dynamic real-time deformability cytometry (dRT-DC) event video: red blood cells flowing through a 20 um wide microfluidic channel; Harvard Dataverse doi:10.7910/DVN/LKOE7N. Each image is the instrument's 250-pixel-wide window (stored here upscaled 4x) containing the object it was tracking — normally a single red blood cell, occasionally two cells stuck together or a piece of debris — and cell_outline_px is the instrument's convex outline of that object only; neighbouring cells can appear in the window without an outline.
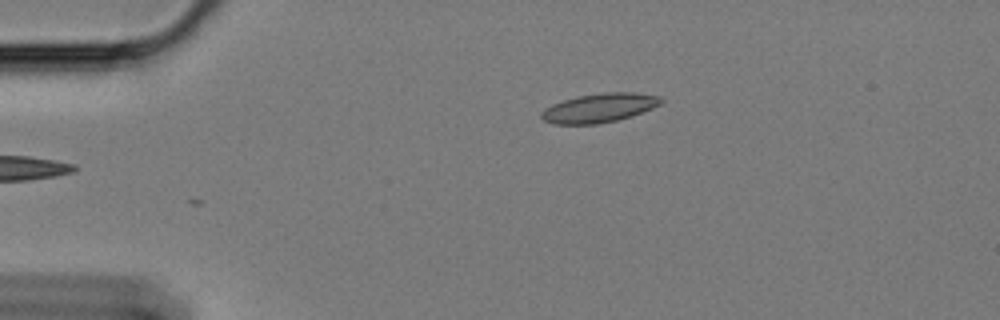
{"species": "Egyptian fruit bat (a non-hibernating species)", "species_latin": "Rousettus aegyptiacus", "temperature_condition": "cold", "stored_images_in_passage": 40, "camera_frame_rate_fps": 3000, "um_per_image_px": 0.085, "animal": {"sex": "female"}, "frame": {"image": 1, "passage_image": 1, "time_ms": 0.0, "image_size_px": [1000, 320], "cell_outline_px": [[664, 100], [660, 104], [652, 108], [632, 116], [616, 120], [596, 124], [552, 124], [544, 120], [540, 116], [540, 112], [544, 108], [552, 104], [576, 96], [604, 92], [632, 92], [660, 96]], "centroid_in_image_um": [50.92, 9.17], "position_along_channel_um": 34.1, "area_um2": 20.29}}
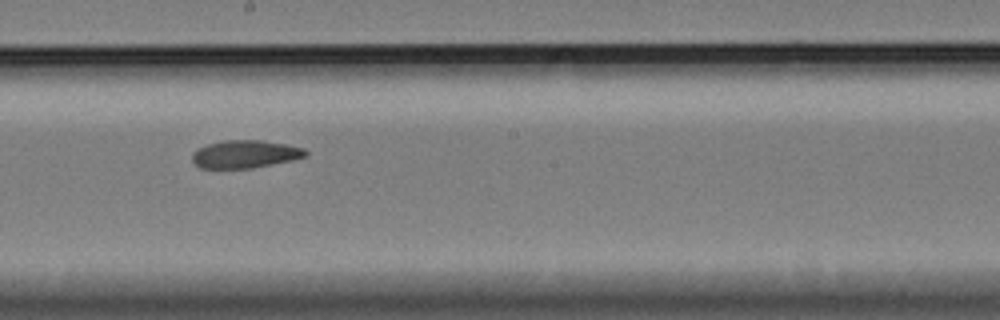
{"frame": {"image": 2, "passage_image": 22, "time_ms": 7.0, "image_size_px": [1000, 320], "cell_outline_px": [[308, 156], [292, 160], [252, 168], [200, 168], [192, 160], [192, 152], [196, 148], [208, 144], [224, 140], [260, 140], [288, 144], [304, 148], [308, 152]], "centroid_in_image_um": [20.84, 13.09], "position_along_channel_um": 227.4, "area_um2": 18.5}}
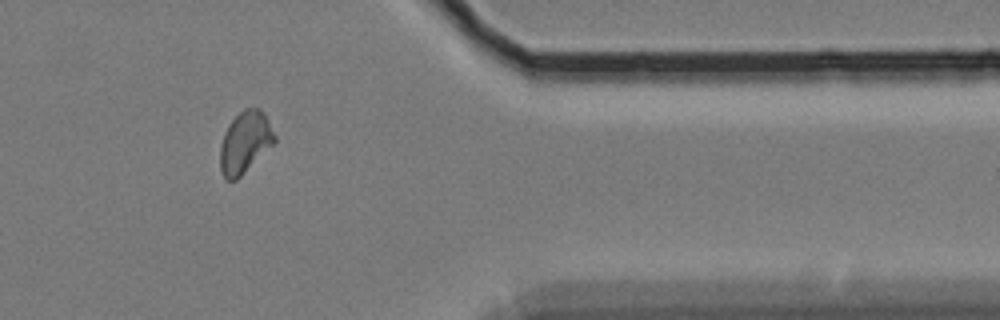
{"frame": {"image": 3, "passage_image": 38, "time_ms": 12.333, "image_size_px": [1000, 320], "cell_outline_px": [[276, 140], [236, 180], [224, 180], [220, 172], [220, 144], [224, 132], [228, 124], [244, 108], [260, 108], [276, 136]], "centroid_in_image_um": [20.77, 12.11], "position_along_channel_um": 390.6, "area_um2": 19.25}, "authors_computed_cell_mechanics": {"area_um2": 18.9295, "velocity_mm_per_s": 3.3934, "shape_relaxation_time_tau1_ms": null, "shape_relaxation_time_tau2_ms": 2.541, "deformation_change_tau1": null, "deformation_change_tau2": 0.0746}}